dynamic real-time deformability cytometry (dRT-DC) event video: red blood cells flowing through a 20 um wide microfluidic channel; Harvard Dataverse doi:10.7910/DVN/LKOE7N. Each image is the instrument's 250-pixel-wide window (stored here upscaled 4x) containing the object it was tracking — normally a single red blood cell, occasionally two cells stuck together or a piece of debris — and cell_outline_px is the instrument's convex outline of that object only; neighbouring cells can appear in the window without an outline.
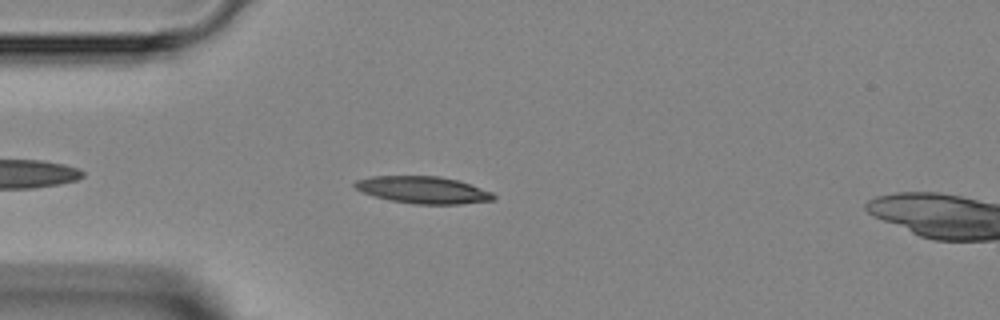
{"species": "Egyptian fruit bat (a non-hibernating species)", "species_latin": "Rousettus aegyptiacus", "temperature_condition": "room temperature", "stored_images_in_passage": 40, "camera_frame_rate_fps": 3000, "um_per_image_px": 0.085, "animal": {"sex": "female"}, "frame": {"image": 1, "passage_image": 5, "time_ms": 1.333, "image_size_px": [1000, 320], "cell_outline_px": [[496, 200], [460, 204], [412, 204], [392, 200], [376, 196], [364, 192], [356, 188], [352, 184], [356, 180], [372, 176], [440, 176], [456, 180], [492, 192], [496, 196]], "centroid_in_image_um": [35.98, 16.14], "position_along_channel_um": 49.0, "area_um2": 21.68}}
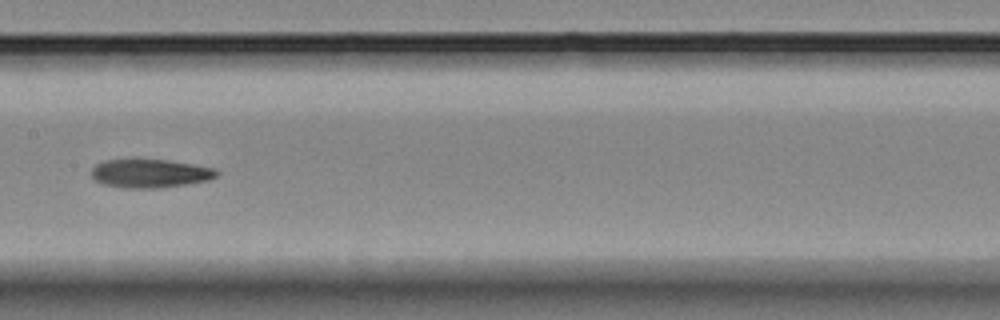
{"frame": {"image": 2, "passage_image": 16, "time_ms": 5.0, "image_size_px": [1000, 320], "cell_outline_px": [[220, 172], [216, 176], [208, 180], [160, 188], [124, 188], [100, 184], [92, 176], [92, 168], [96, 164], [104, 160], [132, 156], [136, 156], [192, 164], [216, 168]], "centroid_in_image_um": [12.69, 14.69], "position_along_channel_um": 194.7, "area_um2": 21.62}}
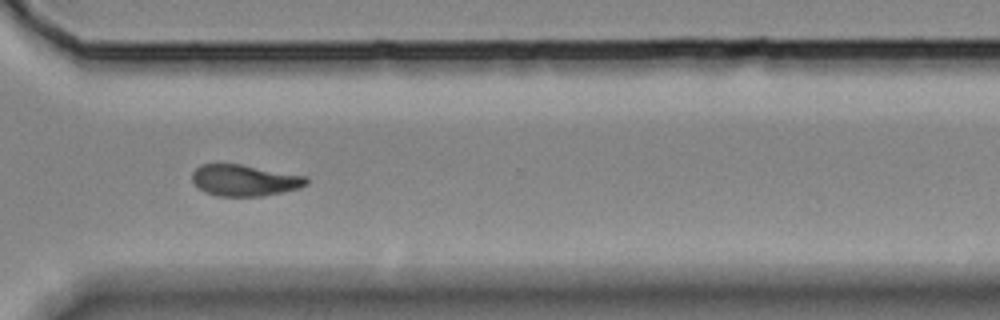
{"frame": {"image": 3, "passage_image": 27, "time_ms": 8.667, "image_size_px": [1000, 320], "cell_outline_px": [[308, 184], [300, 188], [260, 196], [216, 196], [204, 192], [192, 180], [192, 172], [200, 164], [240, 164], [308, 176]], "centroid_in_image_um": [20.79, 15.32], "position_along_channel_um": 349.8, "area_um2": 20.87}}